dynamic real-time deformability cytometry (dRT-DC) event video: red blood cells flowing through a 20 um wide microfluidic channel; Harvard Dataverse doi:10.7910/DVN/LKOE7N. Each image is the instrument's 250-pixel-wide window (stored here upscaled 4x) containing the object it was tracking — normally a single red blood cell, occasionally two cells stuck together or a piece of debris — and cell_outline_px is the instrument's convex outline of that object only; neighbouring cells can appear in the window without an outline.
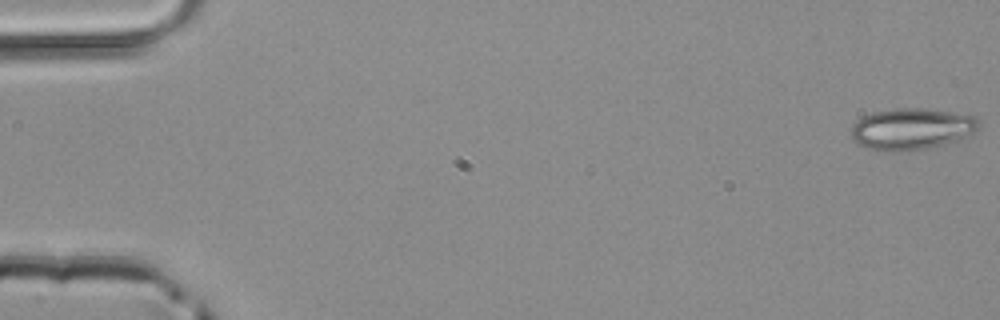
{"species": "common noctule bat (a hibernating species)", "species_latin": "Nyctalus noctula", "temperature_condition": "room temperature", "stored_images_in_passage": 48, "camera_frame_rate_fps": 3000, "um_per_image_px": 0.085, "animal": {"sex": "male", "body_mass_g": 20.4}, "frame": {"image": 1, "passage_image": 1, "time_ms": 0.0, "image_size_px": [1000, 320], "cell_outline_px": [[980, 128], [976, 132], [960, 140], [928, 148], [896, 152], [884, 152], [868, 148], [856, 144], [852, 140], [852, 124], [856, 120], [872, 112], [900, 108], [924, 108], [976, 116], [980, 120]], "centroid_in_image_um": [77.5, 10.97], "position_along_channel_um": 7.5, "area_um2": 31.33}}
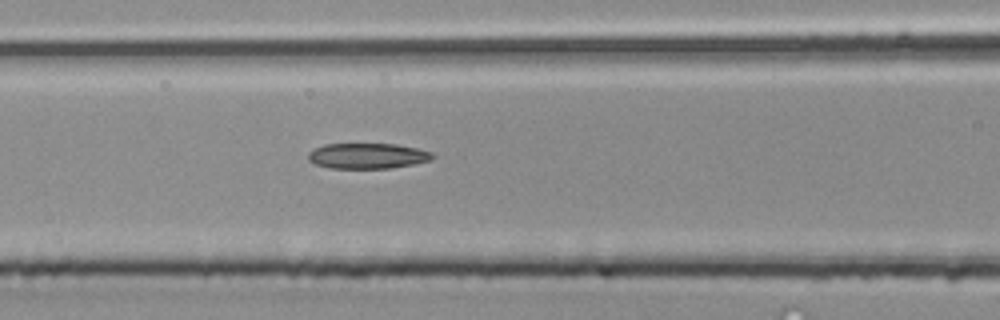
{"frame": {"image": 2, "passage_image": 21, "time_ms": 6.667, "image_size_px": [1000, 320], "cell_outline_px": [[436, 156], [432, 160], [412, 164], [388, 168], [332, 168], [316, 164], [308, 160], [308, 152], [324, 144], [396, 144], [416, 148], [432, 152]], "centroid_in_image_um": [31.25, 13.24], "position_along_channel_um": 135.3, "area_um2": 18.38}}
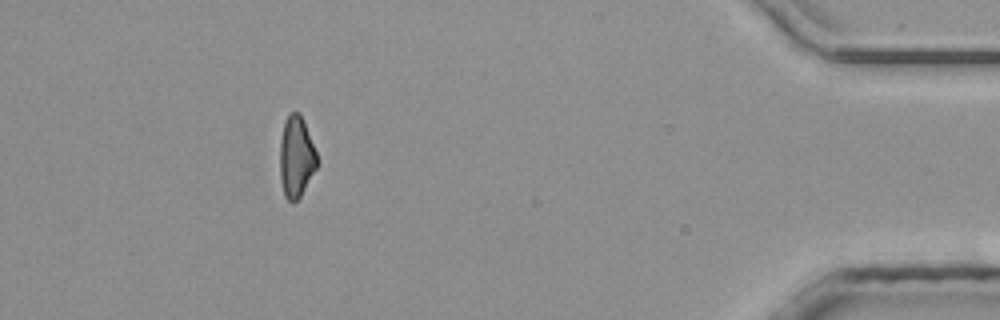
{"frame": {"image": 3, "passage_image": 44, "time_ms": 14.333, "image_size_px": [1000, 320], "cell_outline_px": [[316, 168], [300, 196], [296, 200], [288, 200], [284, 196], [280, 180], [280, 140], [284, 124], [288, 112], [300, 112], [304, 120], [316, 152]], "centroid_in_image_um": [25.16, 13.29], "position_along_channel_um": 410.0, "area_um2": 17.4}}